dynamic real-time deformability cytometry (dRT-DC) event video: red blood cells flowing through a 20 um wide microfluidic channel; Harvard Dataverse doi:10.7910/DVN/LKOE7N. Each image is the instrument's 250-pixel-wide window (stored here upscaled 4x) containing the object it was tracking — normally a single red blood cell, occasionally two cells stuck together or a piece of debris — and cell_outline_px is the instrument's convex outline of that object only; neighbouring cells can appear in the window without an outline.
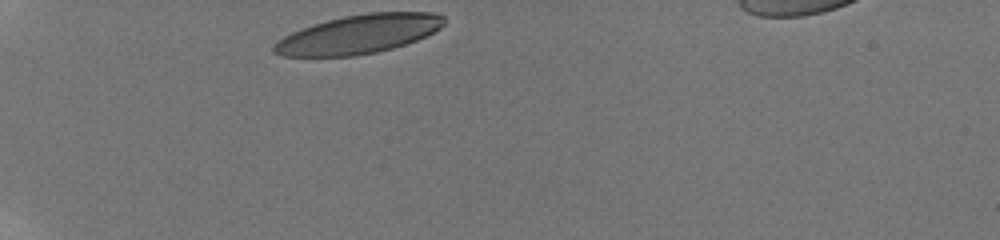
{"species": "human", "species_latin": "Homo sapiens", "temperature_condition": "room temperature", "stored_images_in_passage": 32, "camera_frame_rate_fps": 3000, "um_per_image_px": 0.085, "donor": {"sex": "male"}, "frame": {"image": 1, "passage_image": 1, "time_ms": 0.0, "image_size_px": [1000, 240], "cell_outline_px": [[448, 20], [440, 28], [416, 40], [392, 48], [376, 52], [356, 56], [280, 56], [272, 52], [272, 44], [284, 36], [292, 32], [328, 20], [344, 16], [368, 12], [436, 12], [444, 16]], "centroid_in_image_um": [30.5, 2.9], "position_along_channel_um": 54.5, "area_um2": 38.44}}
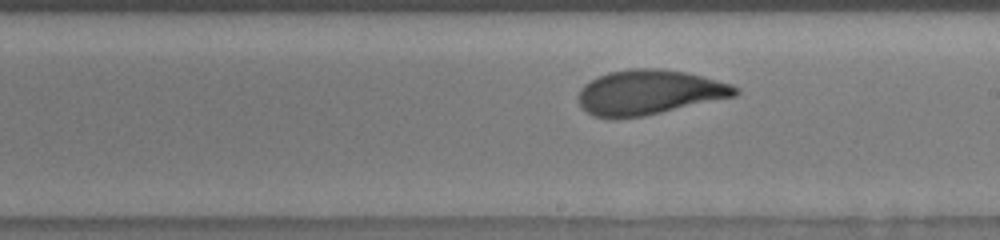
{"frame": {"image": 2, "passage_image": 18, "time_ms": 5.667, "image_size_px": [1000, 240], "cell_outline_px": [[740, 92], [736, 96], [644, 116], [612, 120], [592, 116], [580, 108], [576, 96], [580, 88], [584, 84], [608, 72], [632, 68], [660, 68], [684, 72], [732, 84], [740, 88]], "centroid_in_image_um": [55.12, 7.87], "position_along_channel_um": 233.9, "area_um2": 41.44}}
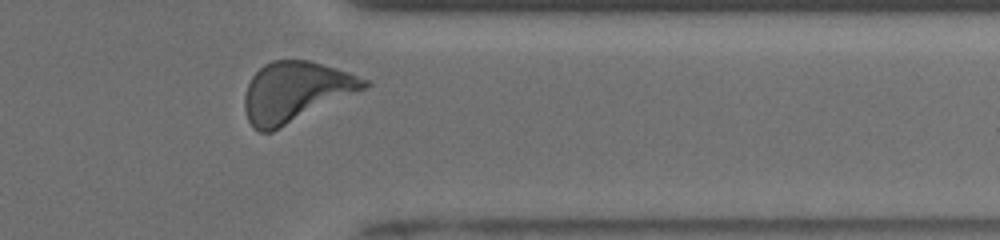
{"frame": {"image": 3, "passage_image": 30, "time_ms": 9.667, "image_size_px": [1000, 240], "cell_outline_px": [[372, 84], [368, 88], [272, 132], [260, 132], [252, 128], [248, 120], [244, 108], [244, 96], [248, 84], [252, 76], [264, 64], [272, 60], [308, 60], [336, 68], [348, 72], [368, 80]], "centroid_in_image_um": [25.12, 7.82], "position_along_channel_um": 386.3, "area_um2": 42.08}, "authors_computed_cell_mechanics": {"area_um2": 40.6045, "velocity_mm_per_s": 3.8261, "shape_relaxation_time_tau1_ms": 3.2204, "shape_relaxation_time_tau2_ms": 1.0782, "deformation_change_tau1": 0.1622, "deformation_change_tau2": 0.0766}}